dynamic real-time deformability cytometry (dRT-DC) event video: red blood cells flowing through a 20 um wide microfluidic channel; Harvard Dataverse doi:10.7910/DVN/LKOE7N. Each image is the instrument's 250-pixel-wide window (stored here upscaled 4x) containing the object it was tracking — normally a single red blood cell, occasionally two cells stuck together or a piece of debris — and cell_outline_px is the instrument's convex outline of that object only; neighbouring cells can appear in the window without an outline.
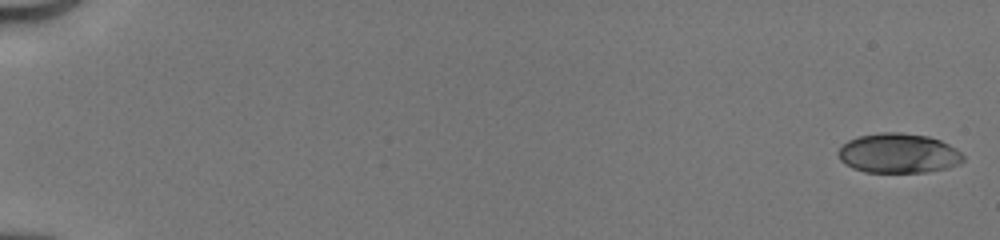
{"species": "human", "species_latin": "Homo sapiens", "temperature_condition": "cold", "stored_images_in_passage": 51, "camera_frame_rate_fps": 3000, "um_per_image_px": 0.085, "donor": {"sex": "male"}, "frame": {"image": 1, "passage_image": 1, "time_ms": 0.0, "image_size_px": [1000, 240], "cell_outline_px": [[964, 160], [960, 164], [948, 168], [924, 172], [864, 172], [852, 168], [840, 160], [836, 152], [848, 140], [860, 136], [880, 132], [900, 132], [928, 136], [940, 140], [956, 148], [964, 156]], "centroid_in_image_um": [76.37, 13.03], "position_along_channel_um": 8.6, "area_um2": 29.02}}
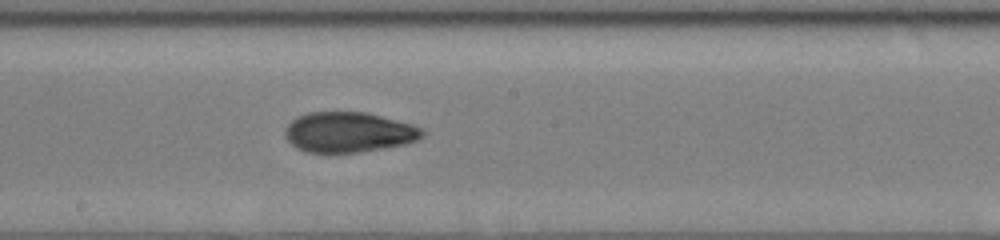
{"frame": {"image": 2, "passage_image": 30, "time_ms": 9.667, "image_size_px": [1000, 240], "cell_outline_px": [[428, 132], [424, 136], [416, 140], [404, 144], [384, 148], [360, 152], [304, 152], [296, 148], [284, 136], [284, 128], [292, 120], [308, 112], [364, 112], [412, 124], [424, 128]], "centroid_in_image_um": [29.65, 11.24], "position_along_channel_um": 218.6, "area_um2": 32.25}}
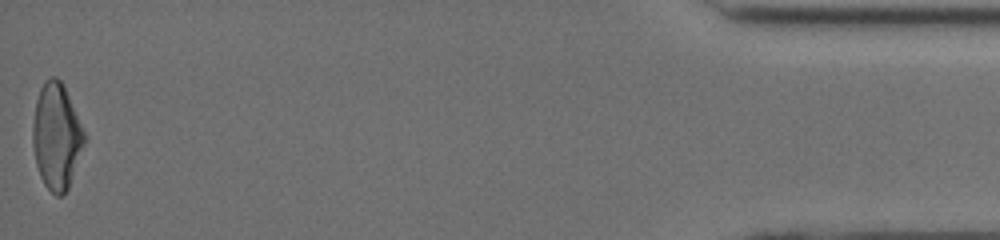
{"frame": {"image": 3, "passage_image": 51, "time_ms": 16.667, "image_size_px": [1000, 240], "cell_outline_px": [[88, 136], [68, 188], [60, 196], [56, 196], [44, 184], [40, 176], [36, 164], [32, 144], [32, 128], [36, 100], [40, 88], [44, 80], [52, 76], [56, 76], [64, 84]], "centroid_in_image_um": [4.82, 11.54], "position_along_channel_um": 430.4, "area_um2": 32.37}, "authors_computed_cell_mechanics": {"area_um2": 31.4432, "velocity_mm_per_s": 4.1662, "shape_relaxation_time_tau1_ms": 3.8804, "shape_relaxation_time_tau2_ms": 2.157, "deformation_change_tau1": 0.1604, "deformation_change_tau2": 0.0859}}